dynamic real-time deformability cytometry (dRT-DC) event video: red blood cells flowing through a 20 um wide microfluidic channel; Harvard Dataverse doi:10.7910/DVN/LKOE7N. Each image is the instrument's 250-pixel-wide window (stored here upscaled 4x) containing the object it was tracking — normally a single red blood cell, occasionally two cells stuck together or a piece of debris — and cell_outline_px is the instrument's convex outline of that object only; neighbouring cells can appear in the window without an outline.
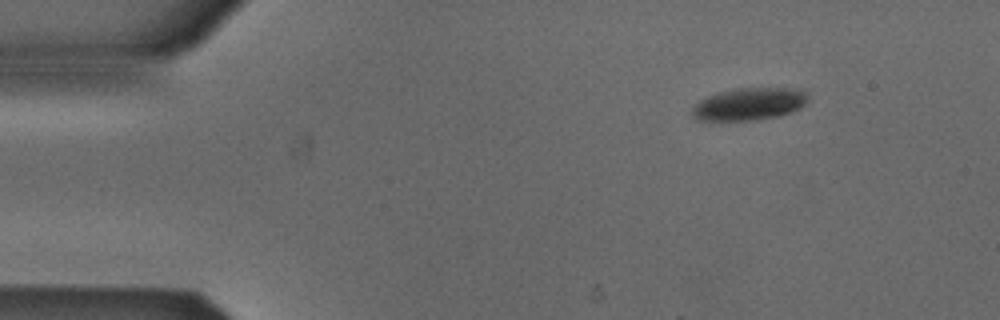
{"species": "Egyptian fruit bat (a non-hibernating species)", "species_latin": "Rousettus aegyptiacus", "temperature_condition": "cold", "stored_images_in_passage": 7, "camera_frame_rate_fps": 3000, "um_per_image_px": 0.085, "animal": {"sex": "male"}, "frame": {"image": 1, "passage_image": 1, "time_ms": 0.0, "image_size_px": [1000, 320], "cell_outline_px": [[808, 100], [800, 108], [792, 112], [776, 116], [752, 120], [696, 120], [692, 116], [692, 108], [700, 100], [708, 96], [720, 92], [736, 88], [804, 88], [808, 96]], "centroid_in_image_um": [63.72, 8.83], "position_along_channel_um": 21.3, "area_um2": 21.85}}
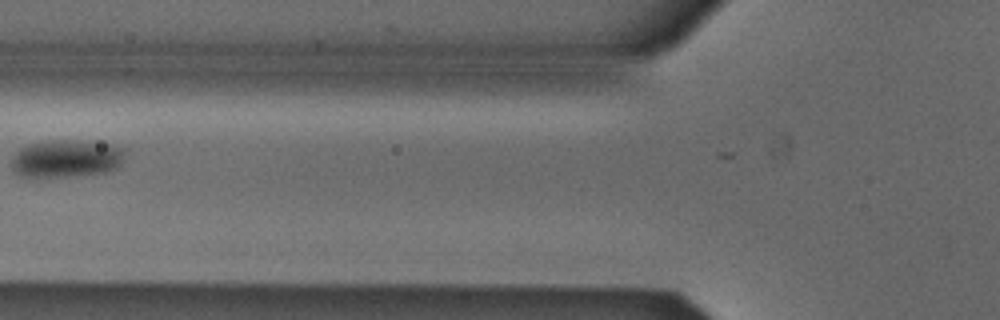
{"frame": {"image": 2, "passage_image": 5, "time_ms": 1.333, "image_size_px": [1000, 320], "cell_outline_px": [[124, 160], [116, 168], [108, 172], [72, 176], [28, 180], [20, 176], [12, 168], [12, 156], [24, 144], [48, 140], [80, 140], [112, 144], [124, 148]], "centroid_in_image_um": [5.58, 13.5], "position_along_channel_um": 120.2, "area_um2": 25.89}}
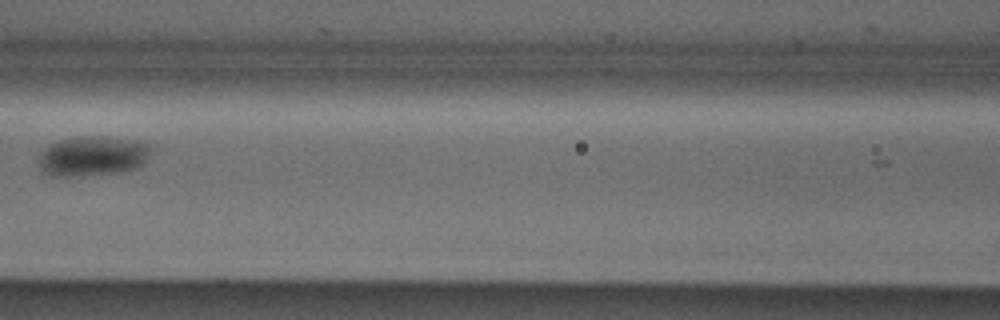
{"frame": {"image": 3, "passage_image": 6, "time_ms": 1.667, "image_size_px": [1000, 320], "cell_outline_px": [[148, 156], [144, 164], [136, 168], [116, 172], [80, 176], [48, 176], [40, 168], [40, 152], [48, 144], [60, 140], [80, 136], [100, 136], [140, 140], [148, 144]], "centroid_in_image_um": [7.84, 13.25], "position_along_channel_um": 158.8, "area_um2": 26.13}}